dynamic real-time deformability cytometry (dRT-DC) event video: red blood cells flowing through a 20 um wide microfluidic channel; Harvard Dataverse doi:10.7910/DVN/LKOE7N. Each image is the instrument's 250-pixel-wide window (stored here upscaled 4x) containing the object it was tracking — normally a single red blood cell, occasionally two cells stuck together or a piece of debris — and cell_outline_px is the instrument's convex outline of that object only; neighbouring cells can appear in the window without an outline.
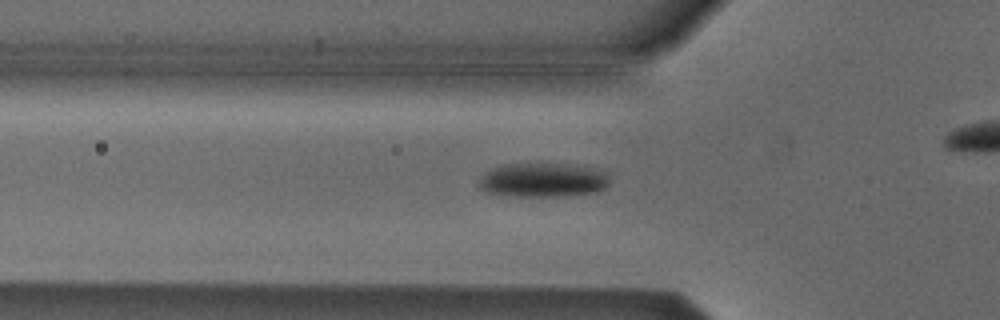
{"species": "Egyptian fruit bat (a non-hibernating species)", "species_latin": "Rousettus aegyptiacus", "temperature_condition": "cold", "stored_images_in_passage": 37, "camera_frame_rate_fps": 3000, "um_per_image_px": 0.085, "animal": {"sex": "male"}, "frame": {"image": 1, "passage_image": 11, "time_ms": 3.333, "image_size_px": [1000, 320], "cell_outline_px": [[608, 184], [604, 188], [596, 192], [556, 196], [500, 196], [488, 192], [480, 188], [480, 180], [488, 172], [504, 164], [584, 164], [604, 172], [608, 176]], "centroid_in_image_um": [46.2, 15.3], "position_along_channel_um": 79.6, "area_um2": 25.84}}
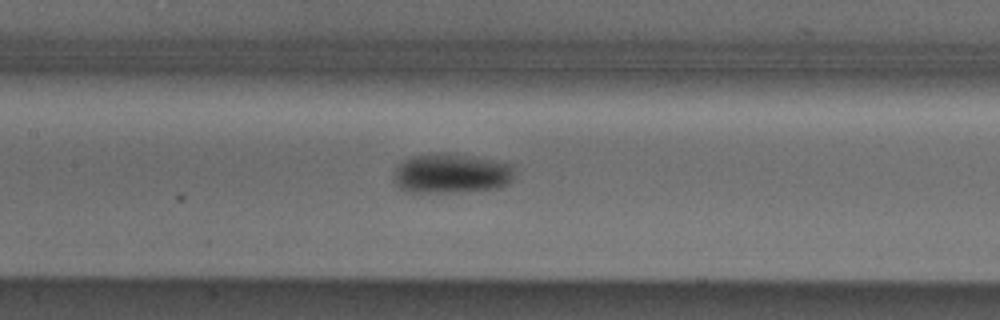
{"frame": {"image": 2, "passage_image": 18, "time_ms": 5.667, "image_size_px": [1000, 320], "cell_outline_px": [[516, 172], [512, 180], [508, 184], [496, 188], [456, 192], [404, 192], [392, 180], [396, 168], [404, 160], [412, 156], [440, 152], [448, 152], [472, 156], [516, 164]], "centroid_in_image_um": [38.4, 14.73], "position_along_channel_um": 169.0, "area_um2": 28.5}}
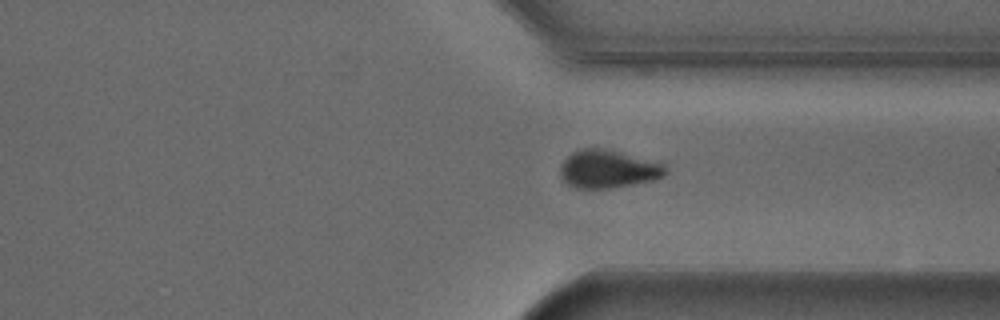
{"frame": {"image": 3, "passage_image": 33, "time_ms": 10.667, "image_size_px": [1000, 320], "cell_outline_px": [[668, 172], [664, 176], [652, 180], [612, 188], [572, 188], [564, 180], [560, 172], [560, 168], [564, 160], [572, 152], [580, 148], [604, 148], [620, 152], [664, 164], [668, 168]], "centroid_in_image_um": [51.68, 14.37], "position_along_channel_um": 359.7, "area_um2": 23.24}}